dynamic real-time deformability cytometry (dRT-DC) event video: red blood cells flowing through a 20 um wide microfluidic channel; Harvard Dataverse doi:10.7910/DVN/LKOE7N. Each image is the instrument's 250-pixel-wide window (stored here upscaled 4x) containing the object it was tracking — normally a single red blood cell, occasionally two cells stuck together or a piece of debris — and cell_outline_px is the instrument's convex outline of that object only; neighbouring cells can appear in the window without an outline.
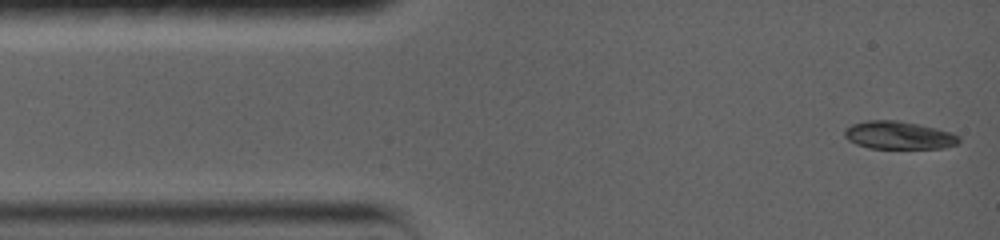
{"species": "common noctule bat (a hibernating species)", "species_latin": "Nyctalus noctula", "temperature_condition": "warm", "stored_images_in_passage": 4, "camera_frame_rate_fps": 5000, "um_per_image_px": 0.085, "animal": {"sex": "female", "body_mass_g": 19.0, "forearm_length_mm": 56.7}, "frame": {"image": 1, "passage_image": 1, "time_ms": 0.0, "image_size_px": [1000, 240], "cell_outline_px": [[960, 140], [956, 144], [944, 148], [868, 148], [856, 144], [848, 140], [844, 136], [844, 132], [852, 124], [868, 120], [896, 120], [936, 128], [952, 132], [960, 136]], "centroid_in_image_um": [76.4, 11.5], "position_along_channel_um": 8.6, "area_um2": 18.5}}
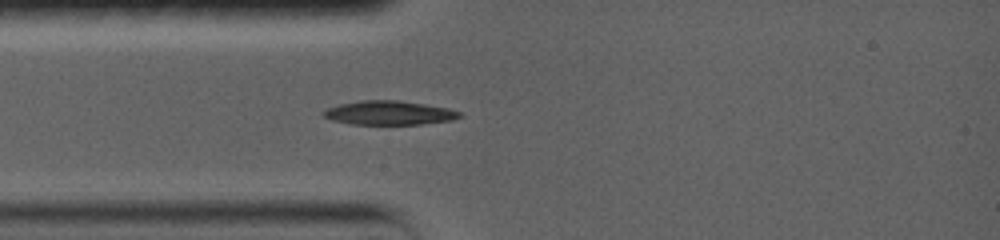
{"frame": {"image": 2, "passage_image": 4, "time_ms": 3.0, "image_size_px": [1000, 240], "cell_outline_px": [[460, 116], [452, 120], [420, 124], [352, 124], [332, 120], [324, 116], [324, 112], [328, 108], [340, 104], [364, 100], [392, 100], [420, 104], [444, 108], [460, 112]], "centroid_in_image_um": [33.03, 9.6], "position_along_channel_um": 52.0, "area_um2": 18.38}}